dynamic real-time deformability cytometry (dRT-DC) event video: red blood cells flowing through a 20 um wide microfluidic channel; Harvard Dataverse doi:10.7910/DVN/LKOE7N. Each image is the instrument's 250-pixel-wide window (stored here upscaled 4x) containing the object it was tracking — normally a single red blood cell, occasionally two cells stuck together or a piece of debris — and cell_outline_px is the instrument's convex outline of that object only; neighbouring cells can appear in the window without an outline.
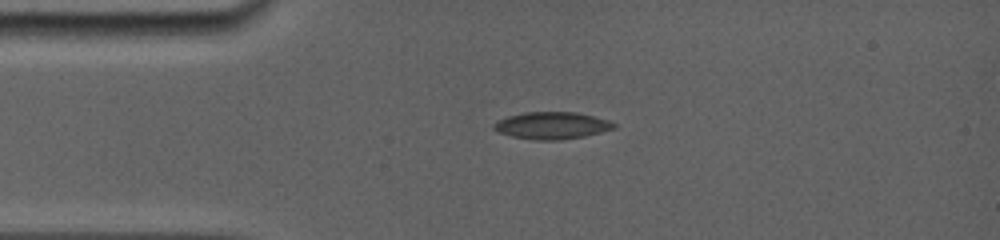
{"species": "common noctule bat (a hibernating species)", "species_latin": "Nyctalus noctula", "temperature_condition": "room temperature", "stored_images_in_passage": 29, "camera_frame_rate_fps": 5000, "um_per_image_px": 0.085, "animal": {"sex": "female", "body_mass_g": 19.0, "forearm_length_mm": 56.7}, "frame": {"image": 1, "passage_image": 4, "time_ms": 2.6, "image_size_px": [1000, 240], "cell_outline_px": [[616, 128], [584, 136], [560, 140], [536, 140], [512, 136], [500, 132], [492, 128], [492, 124], [508, 116], [524, 112], [576, 112], [608, 120], [616, 124]], "centroid_in_image_um": [46.91, 10.66], "position_along_channel_um": 38.1, "area_um2": 18.79}}
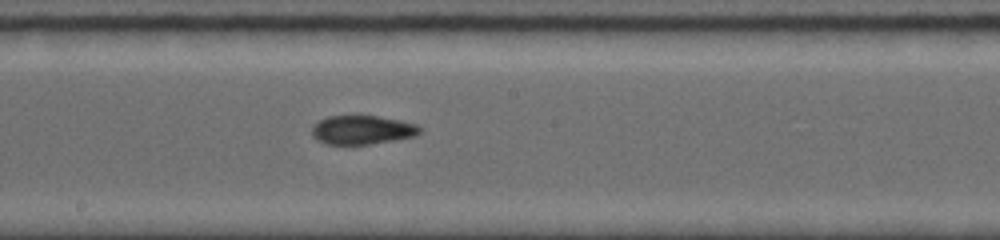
{"frame": {"image": 2, "passage_image": 13, "time_ms": 7.8, "image_size_px": [1000, 240], "cell_outline_px": [[420, 132], [416, 136], [396, 140], [368, 144], [328, 144], [316, 140], [312, 136], [312, 128], [320, 120], [328, 116], [376, 116], [400, 120], [416, 124], [420, 128]], "centroid_in_image_um": [30.79, 11.05], "position_along_channel_um": 217.4, "area_um2": 18.03}}
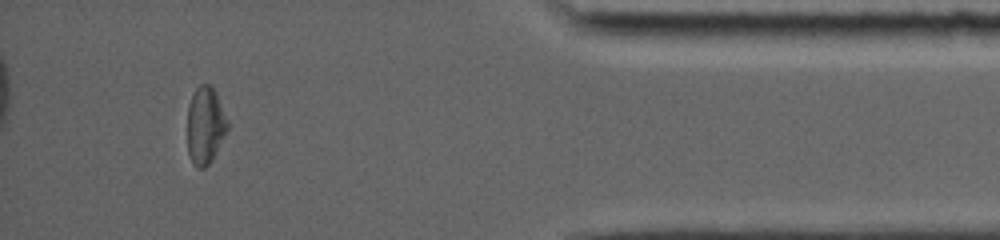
{"frame": {"image": 3, "passage_image": 26, "time_ms": 13.8, "image_size_px": [1000, 240], "cell_outline_px": [[228, 128], [212, 160], [204, 168], [196, 168], [188, 152], [188, 104], [196, 88], [200, 84], [212, 84], [216, 92], [228, 120]], "centroid_in_image_um": [17.45, 10.63], "position_along_channel_um": 417.7, "area_um2": 18.03}, "authors_computed_cell_mechanics": {"area_um2": 18.7272, "velocity_mm_per_s": 3.8746, "shape_relaxation_time_tau1_ms": null, "shape_relaxation_time_tau2_ms": 1.7239, "deformation_change_tau1": null, "deformation_change_tau2": 0.0556}}